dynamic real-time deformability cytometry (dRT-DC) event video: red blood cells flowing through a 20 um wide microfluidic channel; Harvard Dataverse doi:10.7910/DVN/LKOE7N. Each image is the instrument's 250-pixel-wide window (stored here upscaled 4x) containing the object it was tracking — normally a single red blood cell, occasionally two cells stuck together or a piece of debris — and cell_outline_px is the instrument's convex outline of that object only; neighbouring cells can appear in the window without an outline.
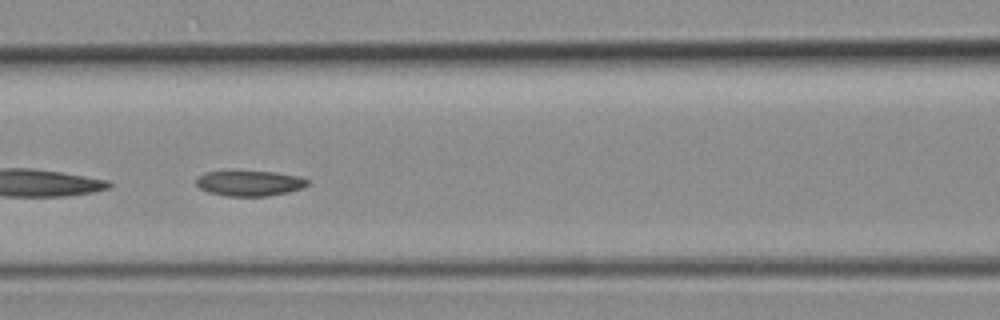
{"species": "common noctule bat (a hibernating species)", "species_latin": "Nyctalus noctula", "temperature_condition": "room temperature", "stored_images_in_passage": 44, "camera_frame_rate_fps": 3000, "um_per_image_px": 0.085, "animal": {"sex": "female", "body_mass_g": 19.3, "forearm_length_mm": 54.1}, "frame": {"image": 1, "passage_image": 19, "time_ms": 6.0, "image_size_px": [1000, 320], "cell_outline_px": [[308, 184], [304, 188], [288, 192], [268, 196], [228, 196], [208, 192], [200, 188], [196, 184], [196, 176], [204, 172], [276, 172], [300, 176], [308, 180]], "centroid_in_image_um": [21.22, 15.58], "position_along_channel_um": 145.4, "area_um2": 16.42}}